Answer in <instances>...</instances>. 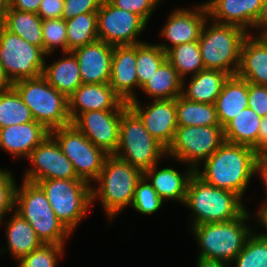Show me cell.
<instances>
[{
    "label": "cell",
    "mask_w": 267,
    "mask_h": 267,
    "mask_svg": "<svg viewBox=\"0 0 267 267\" xmlns=\"http://www.w3.org/2000/svg\"><path fill=\"white\" fill-rule=\"evenodd\" d=\"M257 152L249 146L224 141L195 174L204 182L219 189L244 196L250 178L255 175Z\"/></svg>",
    "instance_id": "obj_1"
},
{
    "label": "cell",
    "mask_w": 267,
    "mask_h": 267,
    "mask_svg": "<svg viewBox=\"0 0 267 267\" xmlns=\"http://www.w3.org/2000/svg\"><path fill=\"white\" fill-rule=\"evenodd\" d=\"M142 177L143 172L138 168L115 155H108L95 180L99 186L91 189L92 204L100 198L105 213L112 220L124 207L132 205L136 185Z\"/></svg>",
    "instance_id": "obj_2"
},
{
    "label": "cell",
    "mask_w": 267,
    "mask_h": 267,
    "mask_svg": "<svg viewBox=\"0 0 267 267\" xmlns=\"http://www.w3.org/2000/svg\"><path fill=\"white\" fill-rule=\"evenodd\" d=\"M249 213L245 210L238 218L231 221L193 226V234L198 247L201 248L198 258L222 261L230 265L254 232L245 224L250 218Z\"/></svg>",
    "instance_id": "obj_3"
},
{
    "label": "cell",
    "mask_w": 267,
    "mask_h": 267,
    "mask_svg": "<svg viewBox=\"0 0 267 267\" xmlns=\"http://www.w3.org/2000/svg\"><path fill=\"white\" fill-rule=\"evenodd\" d=\"M241 199L236 193L209 185L194 173L188 183L183 205L192 210L193 227L238 218L246 210Z\"/></svg>",
    "instance_id": "obj_4"
},
{
    "label": "cell",
    "mask_w": 267,
    "mask_h": 267,
    "mask_svg": "<svg viewBox=\"0 0 267 267\" xmlns=\"http://www.w3.org/2000/svg\"><path fill=\"white\" fill-rule=\"evenodd\" d=\"M212 23L208 26L205 21L198 40L204 68L236 75L243 41L249 33L236 25Z\"/></svg>",
    "instance_id": "obj_5"
},
{
    "label": "cell",
    "mask_w": 267,
    "mask_h": 267,
    "mask_svg": "<svg viewBox=\"0 0 267 267\" xmlns=\"http://www.w3.org/2000/svg\"><path fill=\"white\" fill-rule=\"evenodd\" d=\"M20 186L16 188L15 211L32 226L43 244L64 245L71 232L56 217L43 190L24 180Z\"/></svg>",
    "instance_id": "obj_6"
},
{
    "label": "cell",
    "mask_w": 267,
    "mask_h": 267,
    "mask_svg": "<svg viewBox=\"0 0 267 267\" xmlns=\"http://www.w3.org/2000/svg\"><path fill=\"white\" fill-rule=\"evenodd\" d=\"M12 87L30 109L34 121L49 132L71 124L68 98L53 88L42 75L15 81Z\"/></svg>",
    "instance_id": "obj_7"
},
{
    "label": "cell",
    "mask_w": 267,
    "mask_h": 267,
    "mask_svg": "<svg viewBox=\"0 0 267 267\" xmlns=\"http://www.w3.org/2000/svg\"><path fill=\"white\" fill-rule=\"evenodd\" d=\"M167 149L146 129L140 118L128 107L121 115L119 144L115 156L142 172L158 164Z\"/></svg>",
    "instance_id": "obj_8"
},
{
    "label": "cell",
    "mask_w": 267,
    "mask_h": 267,
    "mask_svg": "<svg viewBox=\"0 0 267 267\" xmlns=\"http://www.w3.org/2000/svg\"><path fill=\"white\" fill-rule=\"evenodd\" d=\"M56 217L72 233L92 205L89 183L82 179H48L36 182Z\"/></svg>",
    "instance_id": "obj_9"
},
{
    "label": "cell",
    "mask_w": 267,
    "mask_h": 267,
    "mask_svg": "<svg viewBox=\"0 0 267 267\" xmlns=\"http://www.w3.org/2000/svg\"><path fill=\"white\" fill-rule=\"evenodd\" d=\"M45 55L42 48L31 45L0 24V62L12 83L40 77L44 70Z\"/></svg>",
    "instance_id": "obj_10"
},
{
    "label": "cell",
    "mask_w": 267,
    "mask_h": 267,
    "mask_svg": "<svg viewBox=\"0 0 267 267\" xmlns=\"http://www.w3.org/2000/svg\"><path fill=\"white\" fill-rule=\"evenodd\" d=\"M62 153L72 163L78 178L90 184L100 175L108 154L96 147L72 124L50 131Z\"/></svg>",
    "instance_id": "obj_11"
},
{
    "label": "cell",
    "mask_w": 267,
    "mask_h": 267,
    "mask_svg": "<svg viewBox=\"0 0 267 267\" xmlns=\"http://www.w3.org/2000/svg\"><path fill=\"white\" fill-rule=\"evenodd\" d=\"M223 142L221 126H178L167 155L196 169L198 162L209 158Z\"/></svg>",
    "instance_id": "obj_12"
},
{
    "label": "cell",
    "mask_w": 267,
    "mask_h": 267,
    "mask_svg": "<svg viewBox=\"0 0 267 267\" xmlns=\"http://www.w3.org/2000/svg\"><path fill=\"white\" fill-rule=\"evenodd\" d=\"M137 14L119 9L108 0L103 1L97 12L98 40L112 46L136 45V40L146 27Z\"/></svg>",
    "instance_id": "obj_13"
},
{
    "label": "cell",
    "mask_w": 267,
    "mask_h": 267,
    "mask_svg": "<svg viewBox=\"0 0 267 267\" xmlns=\"http://www.w3.org/2000/svg\"><path fill=\"white\" fill-rule=\"evenodd\" d=\"M32 167L22 180L36 183L48 179H80L72 163L62 153L56 140L49 134L27 158Z\"/></svg>",
    "instance_id": "obj_14"
},
{
    "label": "cell",
    "mask_w": 267,
    "mask_h": 267,
    "mask_svg": "<svg viewBox=\"0 0 267 267\" xmlns=\"http://www.w3.org/2000/svg\"><path fill=\"white\" fill-rule=\"evenodd\" d=\"M125 110H94L78 114L71 124L96 147L114 155L119 144L120 120Z\"/></svg>",
    "instance_id": "obj_15"
},
{
    "label": "cell",
    "mask_w": 267,
    "mask_h": 267,
    "mask_svg": "<svg viewBox=\"0 0 267 267\" xmlns=\"http://www.w3.org/2000/svg\"><path fill=\"white\" fill-rule=\"evenodd\" d=\"M127 105L140 118L145 129L167 149L178 127L175 99L153 100L151 105L143 108L136 97Z\"/></svg>",
    "instance_id": "obj_16"
},
{
    "label": "cell",
    "mask_w": 267,
    "mask_h": 267,
    "mask_svg": "<svg viewBox=\"0 0 267 267\" xmlns=\"http://www.w3.org/2000/svg\"><path fill=\"white\" fill-rule=\"evenodd\" d=\"M194 8V10L177 9L168 16L167 23L160 33L166 41L170 42V45H166L167 43L157 44L165 52L176 45L199 40L202 27L208 20V10L201 4Z\"/></svg>",
    "instance_id": "obj_17"
},
{
    "label": "cell",
    "mask_w": 267,
    "mask_h": 267,
    "mask_svg": "<svg viewBox=\"0 0 267 267\" xmlns=\"http://www.w3.org/2000/svg\"><path fill=\"white\" fill-rule=\"evenodd\" d=\"M114 46L97 40L72 51L78 60L83 84L109 83Z\"/></svg>",
    "instance_id": "obj_18"
},
{
    "label": "cell",
    "mask_w": 267,
    "mask_h": 267,
    "mask_svg": "<svg viewBox=\"0 0 267 267\" xmlns=\"http://www.w3.org/2000/svg\"><path fill=\"white\" fill-rule=\"evenodd\" d=\"M71 121L81 113L94 110H126L128 105L109 85L81 84L68 98Z\"/></svg>",
    "instance_id": "obj_19"
},
{
    "label": "cell",
    "mask_w": 267,
    "mask_h": 267,
    "mask_svg": "<svg viewBox=\"0 0 267 267\" xmlns=\"http://www.w3.org/2000/svg\"><path fill=\"white\" fill-rule=\"evenodd\" d=\"M263 0H210L202 3L208 17L217 23L232 24L250 32L257 25Z\"/></svg>",
    "instance_id": "obj_20"
},
{
    "label": "cell",
    "mask_w": 267,
    "mask_h": 267,
    "mask_svg": "<svg viewBox=\"0 0 267 267\" xmlns=\"http://www.w3.org/2000/svg\"><path fill=\"white\" fill-rule=\"evenodd\" d=\"M109 85L126 103L136 98V45L114 46Z\"/></svg>",
    "instance_id": "obj_21"
},
{
    "label": "cell",
    "mask_w": 267,
    "mask_h": 267,
    "mask_svg": "<svg viewBox=\"0 0 267 267\" xmlns=\"http://www.w3.org/2000/svg\"><path fill=\"white\" fill-rule=\"evenodd\" d=\"M50 134L36 121L0 129V148L14 157L28 158L30 153Z\"/></svg>",
    "instance_id": "obj_22"
},
{
    "label": "cell",
    "mask_w": 267,
    "mask_h": 267,
    "mask_svg": "<svg viewBox=\"0 0 267 267\" xmlns=\"http://www.w3.org/2000/svg\"><path fill=\"white\" fill-rule=\"evenodd\" d=\"M250 34L243 41L236 75L247 82L267 86V40L263 35Z\"/></svg>",
    "instance_id": "obj_23"
},
{
    "label": "cell",
    "mask_w": 267,
    "mask_h": 267,
    "mask_svg": "<svg viewBox=\"0 0 267 267\" xmlns=\"http://www.w3.org/2000/svg\"><path fill=\"white\" fill-rule=\"evenodd\" d=\"M158 164L143 172V176L149 181L156 193L164 200H173L184 203L190 178L195 169L189 167L185 174H181L171 167L158 170Z\"/></svg>",
    "instance_id": "obj_24"
},
{
    "label": "cell",
    "mask_w": 267,
    "mask_h": 267,
    "mask_svg": "<svg viewBox=\"0 0 267 267\" xmlns=\"http://www.w3.org/2000/svg\"><path fill=\"white\" fill-rule=\"evenodd\" d=\"M214 105L219 124L223 128L248 107V82L237 75L229 76Z\"/></svg>",
    "instance_id": "obj_25"
},
{
    "label": "cell",
    "mask_w": 267,
    "mask_h": 267,
    "mask_svg": "<svg viewBox=\"0 0 267 267\" xmlns=\"http://www.w3.org/2000/svg\"><path fill=\"white\" fill-rule=\"evenodd\" d=\"M51 65L45 61L42 76L58 92L69 98L83 84L77 58L72 52Z\"/></svg>",
    "instance_id": "obj_26"
},
{
    "label": "cell",
    "mask_w": 267,
    "mask_h": 267,
    "mask_svg": "<svg viewBox=\"0 0 267 267\" xmlns=\"http://www.w3.org/2000/svg\"><path fill=\"white\" fill-rule=\"evenodd\" d=\"M191 76L187 90L183 84L181 95L194 102L214 104L230 75L224 71L203 69Z\"/></svg>",
    "instance_id": "obj_27"
},
{
    "label": "cell",
    "mask_w": 267,
    "mask_h": 267,
    "mask_svg": "<svg viewBox=\"0 0 267 267\" xmlns=\"http://www.w3.org/2000/svg\"><path fill=\"white\" fill-rule=\"evenodd\" d=\"M262 117L250 107L244 108L223 127L224 141L246 145L258 152V134Z\"/></svg>",
    "instance_id": "obj_28"
},
{
    "label": "cell",
    "mask_w": 267,
    "mask_h": 267,
    "mask_svg": "<svg viewBox=\"0 0 267 267\" xmlns=\"http://www.w3.org/2000/svg\"><path fill=\"white\" fill-rule=\"evenodd\" d=\"M7 222V244L16 261L38 249L43 243L38 239L32 226L15 210Z\"/></svg>",
    "instance_id": "obj_29"
},
{
    "label": "cell",
    "mask_w": 267,
    "mask_h": 267,
    "mask_svg": "<svg viewBox=\"0 0 267 267\" xmlns=\"http://www.w3.org/2000/svg\"><path fill=\"white\" fill-rule=\"evenodd\" d=\"M141 90L154 100L175 99L182 94L183 79L166 59Z\"/></svg>",
    "instance_id": "obj_30"
},
{
    "label": "cell",
    "mask_w": 267,
    "mask_h": 267,
    "mask_svg": "<svg viewBox=\"0 0 267 267\" xmlns=\"http://www.w3.org/2000/svg\"><path fill=\"white\" fill-rule=\"evenodd\" d=\"M42 21L41 17L36 13L9 8L2 25L31 45L43 49Z\"/></svg>",
    "instance_id": "obj_31"
},
{
    "label": "cell",
    "mask_w": 267,
    "mask_h": 267,
    "mask_svg": "<svg viewBox=\"0 0 267 267\" xmlns=\"http://www.w3.org/2000/svg\"><path fill=\"white\" fill-rule=\"evenodd\" d=\"M178 126H220L214 104L198 103L184 98H175Z\"/></svg>",
    "instance_id": "obj_32"
},
{
    "label": "cell",
    "mask_w": 267,
    "mask_h": 267,
    "mask_svg": "<svg viewBox=\"0 0 267 267\" xmlns=\"http://www.w3.org/2000/svg\"><path fill=\"white\" fill-rule=\"evenodd\" d=\"M67 52L98 40L97 13H84L65 20Z\"/></svg>",
    "instance_id": "obj_33"
},
{
    "label": "cell",
    "mask_w": 267,
    "mask_h": 267,
    "mask_svg": "<svg viewBox=\"0 0 267 267\" xmlns=\"http://www.w3.org/2000/svg\"><path fill=\"white\" fill-rule=\"evenodd\" d=\"M166 55L167 60L183 79V84L188 74L193 72L192 75H195L205 69L198 41L176 45L170 48Z\"/></svg>",
    "instance_id": "obj_34"
},
{
    "label": "cell",
    "mask_w": 267,
    "mask_h": 267,
    "mask_svg": "<svg viewBox=\"0 0 267 267\" xmlns=\"http://www.w3.org/2000/svg\"><path fill=\"white\" fill-rule=\"evenodd\" d=\"M32 121L30 109L13 87L0 92V129Z\"/></svg>",
    "instance_id": "obj_35"
},
{
    "label": "cell",
    "mask_w": 267,
    "mask_h": 267,
    "mask_svg": "<svg viewBox=\"0 0 267 267\" xmlns=\"http://www.w3.org/2000/svg\"><path fill=\"white\" fill-rule=\"evenodd\" d=\"M166 59V52L157 44H148L145 42L136 44L138 89L144 86Z\"/></svg>",
    "instance_id": "obj_36"
},
{
    "label": "cell",
    "mask_w": 267,
    "mask_h": 267,
    "mask_svg": "<svg viewBox=\"0 0 267 267\" xmlns=\"http://www.w3.org/2000/svg\"><path fill=\"white\" fill-rule=\"evenodd\" d=\"M232 262L236 267H267V235L252 233Z\"/></svg>",
    "instance_id": "obj_37"
},
{
    "label": "cell",
    "mask_w": 267,
    "mask_h": 267,
    "mask_svg": "<svg viewBox=\"0 0 267 267\" xmlns=\"http://www.w3.org/2000/svg\"><path fill=\"white\" fill-rule=\"evenodd\" d=\"M43 51L49 55L57 47L67 53L66 23L63 18L44 19L42 21Z\"/></svg>",
    "instance_id": "obj_38"
},
{
    "label": "cell",
    "mask_w": 267,
    "mask_h": 267,
    "mask_svg": "<svg viewBox=\"0 0 267 267\" xmlns=\"http://www.w3.org/2000/svg\"><path fill=\"white\" fill-rule=\"evenodd\" d=\"M148 182L144 176L138 181L131 205L136 211L145 215L157 212L164 202Z\"/></svg>",
    "instance_id": "obj_39"
},
{
    "label": "cell",
    "mask_w": 267,
    "mask_h": 267,
    "mask_svg": "<svg viewBox=\"0 0 267 267\" xmlns=\"http://www.w3.org/2000/svg\"><path fill=\"white\" fill-rule=\"evenodd\" d=\"M64 246L42 244L28 255L21 258L18 267H56L58 258L63 255Z\"/></svg>",
    "instance_id": "obj_40"
},
{
    "label": "cell",
    "mask_w": 267,
    "mask_h": 267,
    "mask_svg": "<svg viewBox=\"0 0 267 267\" xmlns=\"http://www.w3.org/2000/svg\"><path fill=\"white\" fill-rule=\"evenodd\" d=\"M12 173L0 169V223L3 216L15 210L16 181Z\"/></svg>",
    "instance_id": "obj_41"
},
{
    "label": "cell",
    "mask_w": 267,
    "mask_h": 267,
    "mask_svg": "<svg viewBox=\"0 0 267 267\" xmlns=\"http://www.w3.org/2000/svg\"><path fill=\"white\" fill-rule=\"evenodd\" d=\"M115 7L140 16L146 23L160 0H108Z\"/></svg>",
    "instance_id": "obj_42"
},
{
    "label": "cell",
    "mask_w": 267,
    "mask_h": 267,
    "mask_svg": "<svg viewBox=\"0 0 267 267\" xmlns=\"http://www.w3.org/2000/svg\"><path fill=\"white\" fill-rule=\"evenodd\" d=\"M101 0H64L62 18L68 20L84 13H97Z\"/></svg>",
    "instance_id": "obj_43"
},
{
    "label": "cell",
    "mask_w": 267,
    "mask_h": 267,
    "mask_svg": "<svg viewBox=\"0 0 267 267\" xmlns=\"http://www.w3.org/2000/svg\"><path fill=\"white\" fill-rule=\"evenodd\" d=\"M248 107L260 117L267 115V86L248 82Z\"/></svg>",
    "instance_id": "obj_44"
},
{
    "label": "cell",
    "mask_w": 267,
    "mask_h": 267,
    "mask_svg": "<svg viewBox=\"0 0 267 267\" xmlns=\"http://www.w3.org/2000/svg\"><path fill=\"white\" fill-rule=\"evenodd\" d=\"M64 0H42L37 14L44 19L62 18Z\"/></svg>",
    "instance_id": "obj_45"
},
{
    "label": "cell",
    "mask_w": 267,
    "mask_h": 267,
    "mask_svg": "<svg viewBox=\"0 0 267 267\" xmlns=\"http://www.w3.org/2000/svg\"><path fill=\"white\" fill-rule=\"evenodd\" d=\"M260 175L263 180V184L266 186L267 190V152H257L256 160H255V174ZM267 199V197H266ZM264 204L261 205V209L264 206H267V200H264Z\"/></svg>",
    "instance_id": "obj_46"
},
{
    "label": "cell",
    "mask_w": 267,
    "mask_h": 267,
    "mask_svg": "<svg viewBox=\"0 0 267 267\" xmlns=\"http://www.w3.org/2000/svg\"><path fill=\"white\" fill-rule=\"evenodd\" d=\"M42 0H9L11 9L23 12L36 13Z\"/></svg>",
    "instance_id": "obj_47"
},
{
    "label": "cell",
    "mask_w": 267,
    "mask_h": 267,
    "mask_svg": "<svg viewBox=\"0 0 267 267\" xmlns=\"http://www.w3.org/2000/svg\"><path fill=\"white\" fill-rule=\"evenodd\" d=\"M258 152H267V115L262 117L259 127Z\"/></svg>",
    "instance_id": "obj_48"
},
{
    "label": "cell",
    "mask_w": 267,
    "mask_h": 267,
    "mask_svg": "<svg viewBox=\"0 0 267 267\" xmlns=\"http://www.w3.org/2000/svg\"><path fill=\"white\" fill-rule=\"evenodd\" d=\"M261 29L260 35L267 31V0H263L262 9L255 29Z\"/></svg>",
    "instance_id": "obj_49"
},
{
    "label": "cell",
    "mask_w": 267,
    "mask_h": 267,
    "mask_svg": "<svg viewBox=\"0 0 267 267\" xmlns=\"http://www.w3.org/2000/svg\"><path fill=\"white\" fill-rule=\"evenodd\" d=\"M197 267H229L227 263L217 260L198 258Z\"/></svg>",
    "instance_id": "obj_50"
},
{
    "label": "cell",
    "mask_w": 267,
    "mask_h": 267,
    "mask_svg": "<svg viewBox=\"0 0 267 267\" xmlns=\"http://www.w3.org/2000/svg\"><path fill=\"white\" fill-rule=\"evenodd\" d=\"M13 83L7 77L0 62V92L6 91L12 88Z\"/></svg>",
    "instance_id": "obj_51"
},
{
    "label": "cell",
    "mask_w": 267,
    "mask_h": 267,
    "mask_svg": "<svg viewBox=\"0 0 267 267\" xmlns=\"http://www.w3.org/2000/svg\"><path fill=\"white\" fill-rule=\"evenodd\" d=\"M257 215V222L260 223L263 227L267 229V206H264L262 209L258 211ZM267 235V233H265Z\"/></svg>",
    "instance_id": "obj_52"
},
{
    "label": "cell",
    "mask_w": 267,
    "mask_h": 267,
    "mask_svg": "<svg viewBox=\"0 0 267 267\" xmlns=\"http://www.w3.org/2000/svg\"><path fill=\"white\" fill-rule=\"evenodd\" d=\"M10 8L9 0H0V24L3 23L5 14Z\"/></svg>",
    "instance_id": "obj_53"
},
{
    "label": "cell",
    "mask_w": 267,
    "mask_h": 267,
    "mask_svg": "<svg viewBox=\"0 0 267 267\" xmlns=\"http://www.w3.org/2000/svg\"><path fill=\"white\" fill-rule=\"evenodd\" d=\"M263 36L266 38L267 40V31L263 34Z\"/></svg>",
    "instance_id": "obj_54"
}]
</instances>
